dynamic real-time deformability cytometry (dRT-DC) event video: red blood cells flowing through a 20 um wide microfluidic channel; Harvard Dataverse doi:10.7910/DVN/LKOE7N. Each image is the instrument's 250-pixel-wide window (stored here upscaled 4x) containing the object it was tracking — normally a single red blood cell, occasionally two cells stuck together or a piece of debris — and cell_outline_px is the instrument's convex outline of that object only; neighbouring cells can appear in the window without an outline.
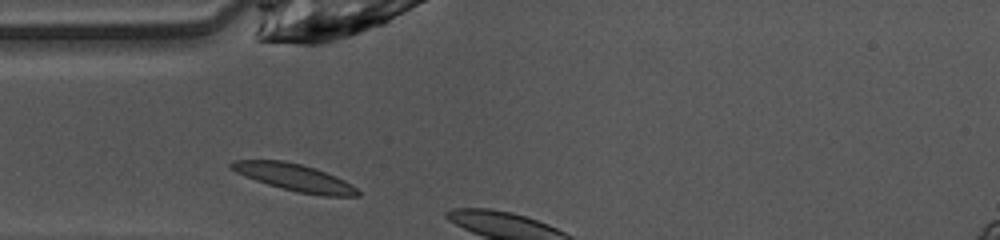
{"species": "common noctule bat (a hibernating species)", "species_latin": "Nyctalus noctula", "temperature_condition": "warm", "stored_images_in_passage": 3, "camera_frame_rate_fps": 3000, "um_per_image_px": 0.085, "animal": {"sex": "female", "body_mass_g": 10.0, "forearm_length_mm": 53.1}, "frame": {"image": 1, "passage_image": 1, "time_ms": 0.0, "image_size_px": [1000, 240], "cell_outline_px": [[360, 196], [324, 196], [296, 192], [268, 184], [244, 176], [228, 168], [228, 164], [232, 160], [284, 160], [300, 164], [336, 176], [352, 184], [360, 192]], "centroid_in_image_um": [25.0, 15.08], "position_along_channel_um": 60.0, "area_um2": 19.94}}